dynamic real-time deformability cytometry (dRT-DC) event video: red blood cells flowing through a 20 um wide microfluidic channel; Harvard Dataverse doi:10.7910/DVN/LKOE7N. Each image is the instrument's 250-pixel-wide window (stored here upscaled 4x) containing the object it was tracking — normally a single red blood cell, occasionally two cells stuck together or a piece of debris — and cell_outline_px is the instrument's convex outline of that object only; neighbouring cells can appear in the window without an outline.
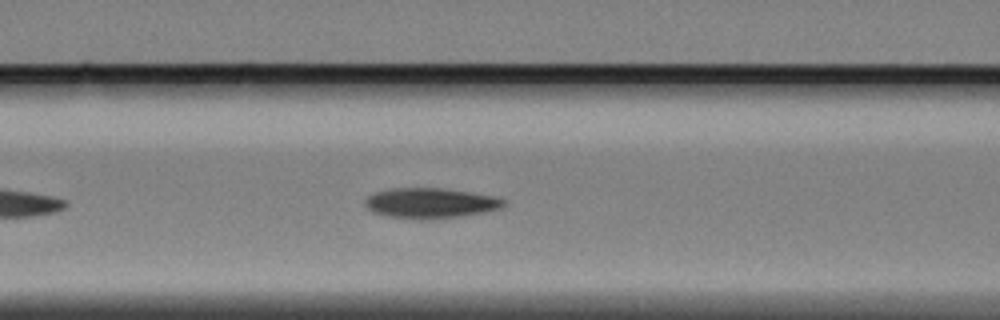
{"species": "Egyptian fruit bat (a non-hibernating species)", "species_latin": "Rousettus aegyptiacus", "temperature_condition": "cold", "stored_images_in_passage": 22, "camera_frame_rate_fps": 3000, "um_per_image_px": 0.085, "animal": {"sex": "female"}, "frame": {"image": 1, "passage_image": 10, "time_ms": 3.0, "image_size_px": [1000, 320], "cell_outline_px": [[508, 200], [500, 208], [484, 212], [460, 216], [432, 220], [420, 220], [388, 216], [372, 212], [364, 204], [364, 200], [368, 196], [376, 192], [392, 188], [440, 188], [468, 192], [492, 196]], "centroid_in_image_um": [36.56, 17.27], "position_along_channel_um": 130.0, "area_um2": 24.45}}